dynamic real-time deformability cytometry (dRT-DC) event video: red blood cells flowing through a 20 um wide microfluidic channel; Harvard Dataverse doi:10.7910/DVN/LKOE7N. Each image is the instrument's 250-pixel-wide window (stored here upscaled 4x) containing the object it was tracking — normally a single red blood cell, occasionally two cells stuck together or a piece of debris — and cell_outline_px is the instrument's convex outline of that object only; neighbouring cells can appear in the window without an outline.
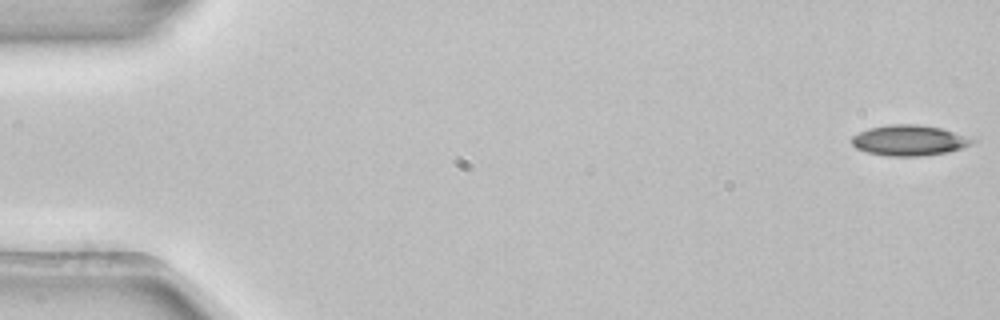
{"species": "common noctule bat (a hibernating species)", "species_latin": "Nyctalus noctula", "temperature_condition": "room temperature", "stored_images_in_passage": 6, "camera_frame_rate_fps": 3000, "um_per_image_px": 0.085, "animal": {"sex": "female", "body_mass_g": 22.7, "forearm_length_mm": 54.2}, "frame": {"image": 1, "passage_image": 1, "time_ms": 0.0, "image_size_px": [1000, 320], "cell_outline_px": [[976, 140], [972, 144], [948, 152], [920, 156], [888, 156], [868, 152], [856, 148], [852, 144], [852, 136], [868, 128], [888, 124], [916, 124], [940, 128]], "centroid_in_image_um": [77.24, 11.93], "position_along_channel_um": 7.8, "area_um2": 21.21}}
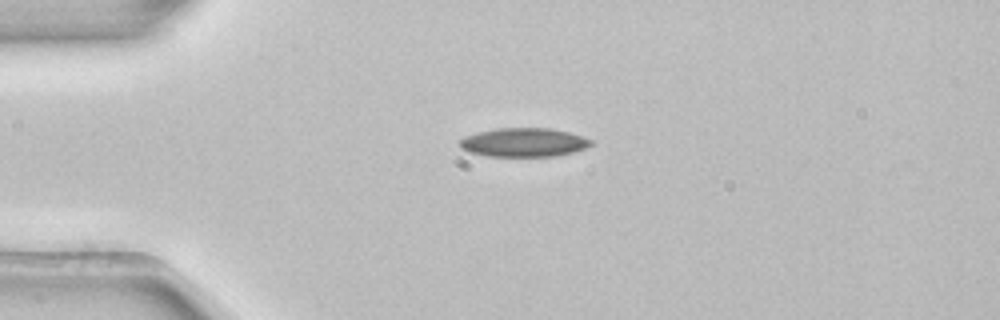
{"frame": {"image": 2, "passage_image": 4, "time_ms": 1.0, "image_size_px": [1000, 320], "cell_outline_px": [[592, 144], [584, 148], [572, 152], [556, 156], [488, 156], [468, 152], [460, 148], [460, 140], [464, 136], [476, 132], [496, 128], [548, 128], [568, 132], [592, 140]], "centroid_in_image_um": [44.46, 12.1], "position_along_channel_um": 40.5, "area_um2": 21.96}}